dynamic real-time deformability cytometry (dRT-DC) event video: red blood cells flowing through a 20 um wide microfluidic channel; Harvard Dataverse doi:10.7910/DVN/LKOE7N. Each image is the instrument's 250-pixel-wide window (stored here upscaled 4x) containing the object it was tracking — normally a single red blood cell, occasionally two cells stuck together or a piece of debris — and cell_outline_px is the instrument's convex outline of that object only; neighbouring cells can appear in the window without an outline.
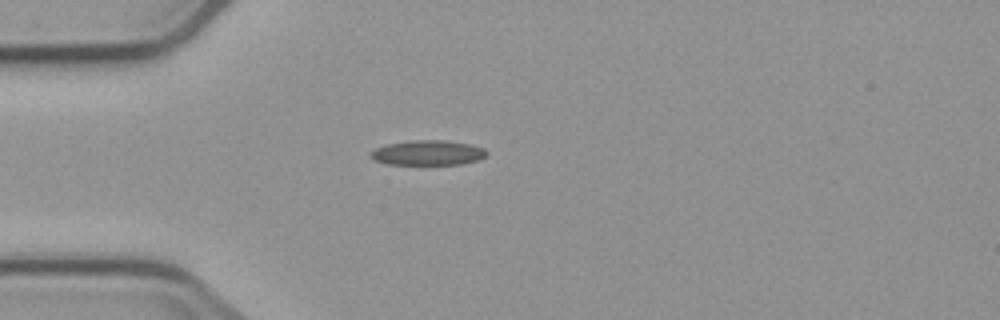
{"species": "common noctule bat (a hibernating species)", "species_latin": "Nyctalus noctula", "temperature_condition": "cold", "stored_images_in_passage": 2, "camera_frame_rate_fps": 3000, "um_per_image_px": 0.085, "animal": {"sex": "male", "body_mass_g": 23.1, "forearm_length_mm": 52.7}, "frame": {"image": 1, "passage_image": 2, "time_ms": 2.0, "image_size_px": [1000, 320], "cell_outline_px": [[488, 152], [480, 160], [460, 164], [388, 164], [376, 160], [368, 156], [376, 148], [388, 144], [416, 140], [448, 140], [472, 144], [484, 148]], "centroid_in_image_um": [36.42, 12.98], "position_along_channel_um": 48.6, "area_um2": 16.76}}